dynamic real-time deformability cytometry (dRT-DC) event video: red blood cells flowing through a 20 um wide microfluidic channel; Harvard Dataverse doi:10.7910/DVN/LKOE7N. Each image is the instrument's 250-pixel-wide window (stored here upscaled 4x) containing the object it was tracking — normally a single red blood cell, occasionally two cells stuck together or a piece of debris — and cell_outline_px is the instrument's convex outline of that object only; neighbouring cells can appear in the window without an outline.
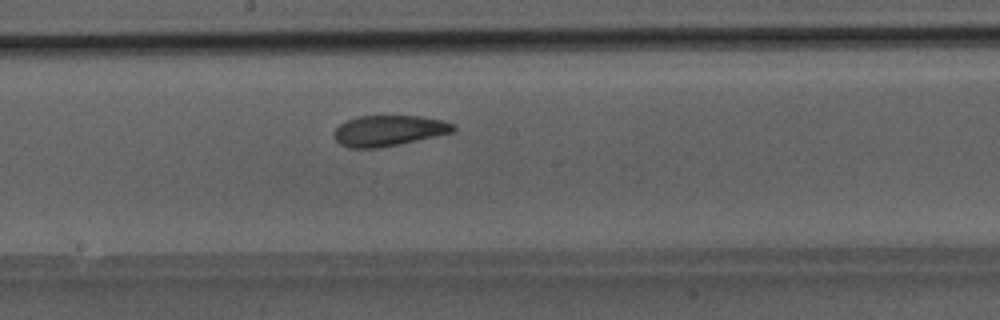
{"species": "Egyptian fruit bat (a non-hibernating species)", "species_latin": "Rousettus aegyptiacus", "temperature_condition": "room temperature", "stored_images_in_passage": 35, "camera_frame_rate_fps": 3000, "um_per_image_px": 0.085, "animal": {"sex": "male"}, "frame": {"image": 1, "passage_image": 20, "time_ms": 6.333, "image_size_px": [1000, 320], "cell_outline_px": [[456, 128], [452, 132], [400, 144], [376, 148], [348, 148], [340, 144], [332, 136], [332, 132], [340, 124], [356, 116], [420, 116], [440, 120], [456, 124]], "centroid_in_image_um": [33.0, 11.11], "position_along_channel_um": 215.2, "area_um2": 21.33}}